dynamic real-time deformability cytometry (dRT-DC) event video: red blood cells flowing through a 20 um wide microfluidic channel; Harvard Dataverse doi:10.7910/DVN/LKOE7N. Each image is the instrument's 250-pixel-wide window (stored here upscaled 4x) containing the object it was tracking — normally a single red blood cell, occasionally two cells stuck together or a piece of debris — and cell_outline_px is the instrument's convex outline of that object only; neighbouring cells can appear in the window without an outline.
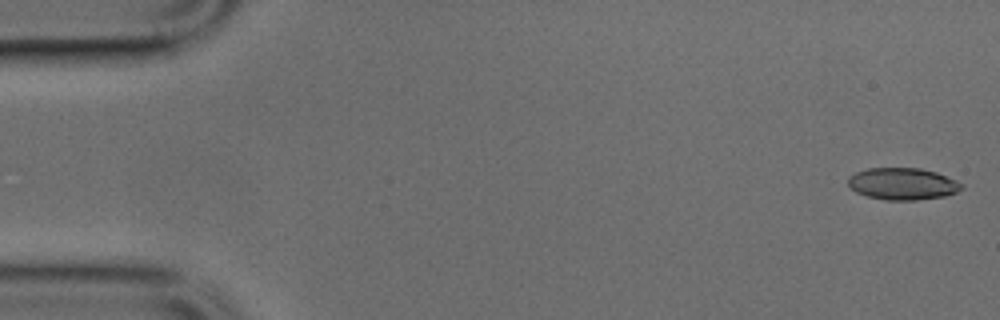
{"species": "common noctule bat (a hibernating species)", "species_latin": "Nyctalus noctula", "temperature_condition": "cold", "stored_images_in_passage": 8, "camera_frame_rate_fps": 3000, "um_per_image_px": 0.085, "animal": {"sex": "male", "body_mass_g": 17.9, "forearm_length_mm": 54.2}, "frame": {"image": 1, "passage_image": 1, "time_ms": 0.0, "image_size_px": [1000, 320], "cell_outline_px": [[964, 188], [956, 192], [944, 196], [916, 200], [884, 200], [868, 196], [856, 192], [848, 184], [848, 176], [856, 172], [868, 168], [920, 168], [936, 172], [956, 180], [964, 184]], "centroid_in_image_um": [76.73, 15.62], "position_along_channel_um": 8.3, "area_um2": 21.15}}